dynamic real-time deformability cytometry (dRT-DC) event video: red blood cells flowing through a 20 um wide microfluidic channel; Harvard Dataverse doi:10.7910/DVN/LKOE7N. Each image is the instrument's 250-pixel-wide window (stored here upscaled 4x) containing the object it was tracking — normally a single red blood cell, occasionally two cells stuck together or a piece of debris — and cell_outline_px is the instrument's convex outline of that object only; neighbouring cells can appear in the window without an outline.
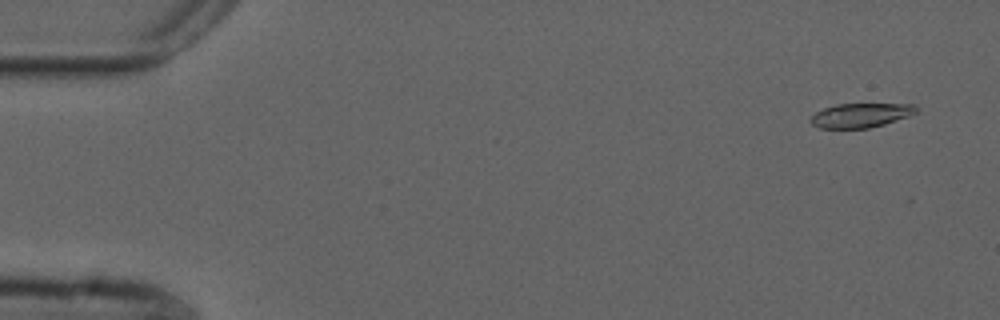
{"species": "common noctule bat (a hibernating species)", "species_latin": "Nyctalus noctula", "temperature_condition": "cold", "stored_images_in_passage": 54, "camera_frame_rate_fps": 3000, "um_per_image_px": 0.085, "animal": {"sex": "male", "forearm_length_mm": 52.5}, "frame": {"image": 1, "passage_image": 3, "time_ms": 0.667, "image_size_px": [1000, 320], "cell_outline_px": [[916, 112], [908, 116], [884, 124], [868, 128], [820, 128], [812, 124], [808, 120], [816, 112], [824, 108], [836, 104], [916, 104]], "centroid_in_image_um": [73.13, 9.8], "position_along_channel_um": 11.9, "area_um2": 14.8}}
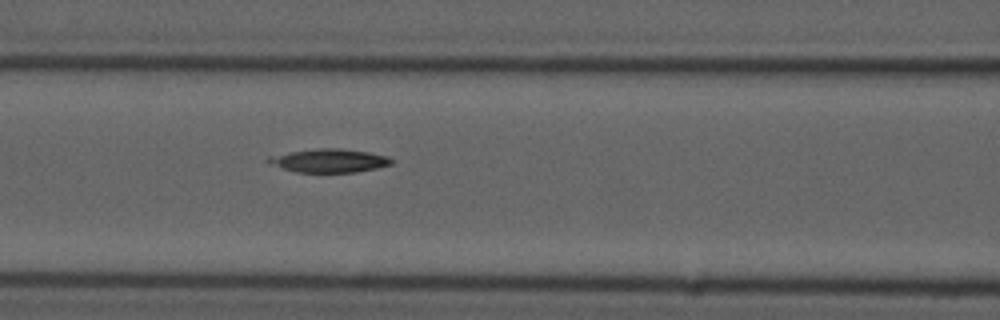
{"frame": {"image": 2, "passage_image": 23, "time_ms": 7.333, "image_size_px": [1000, 320], "cell_outline_px": [[392, 164], [376, 168], [356, 172], [296, 172], [268, 164], [264, 160], [268, 156], [316, 148], [340, 148], [368, 152], [388, 156], [392, 160]], "centroid_in_image_um": [27.94, 13.65], "position_along_channel_um": 138.7, "area_um2": 16.88}}
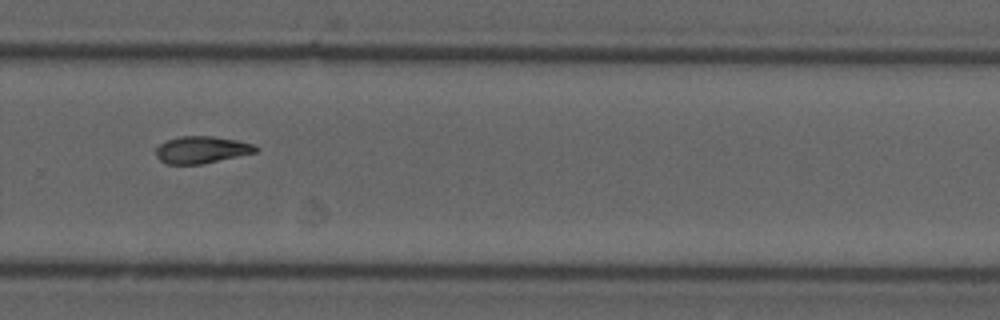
{"frame": {"image": 3, "passage_image": 37, "time_ms": 12.0, "image_size_px": [1000, 320], "cell_outline_px": [[260, 148], [256, 152], [200, 164], [168, 164], [160, 160], [156, 156], [152, 148], [168, 140], [180, 136], [212, 136], [236, 140], [252, 144]], "centroid_in_image_um": [17.08, 12.72], "position_along_channel_um": 312.7, "area_um2": 15.66}}